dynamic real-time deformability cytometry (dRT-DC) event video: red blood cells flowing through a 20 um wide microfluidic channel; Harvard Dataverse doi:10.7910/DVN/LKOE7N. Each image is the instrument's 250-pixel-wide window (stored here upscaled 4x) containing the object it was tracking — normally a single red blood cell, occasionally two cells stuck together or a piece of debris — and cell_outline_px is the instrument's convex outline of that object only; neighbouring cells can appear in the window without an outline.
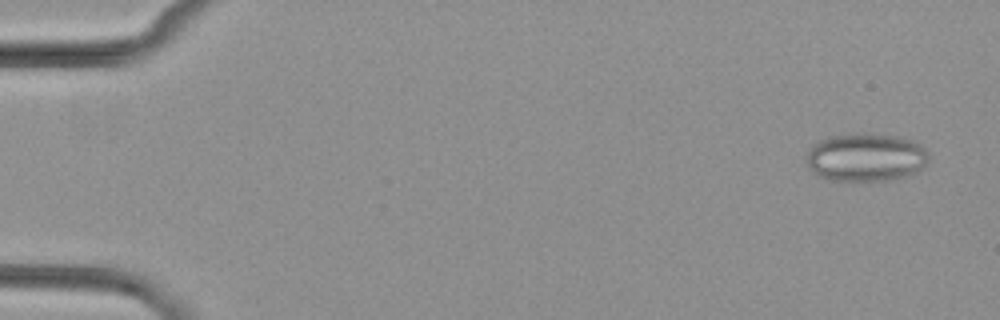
{"species": "common noctule bat (a hibernating species)", "species_latin": "Nyctalus noctula", "temperature_condition": "cold", "stored_images_in_passage": 53, "camera_frame_rate_fps": 3000, "um_per_image_px": 0.085, "animal": {"sex": "female", "body_mass_g": 29.2, "forearm_length_mm": 56.3}, "frame": {"image": 1, "passage_image": 3, "time_ms": 0.667, "image_size_px": [1000, 320], "cell_outline_px": [[928, 160], [916, 172], [908, 176], [888, 180], [828, 180], [820, 176], [808, 168], [804, 156], [812, 144], [820, 140], [832, 136], [860, 132], [864, 132], [900, 136], [912, 140], [920, 144], [928, 152]], "centroid_in_image_um": [73.57, 13.35], "position_along_channel_um": 11.4, "area_um2": 34.74}}
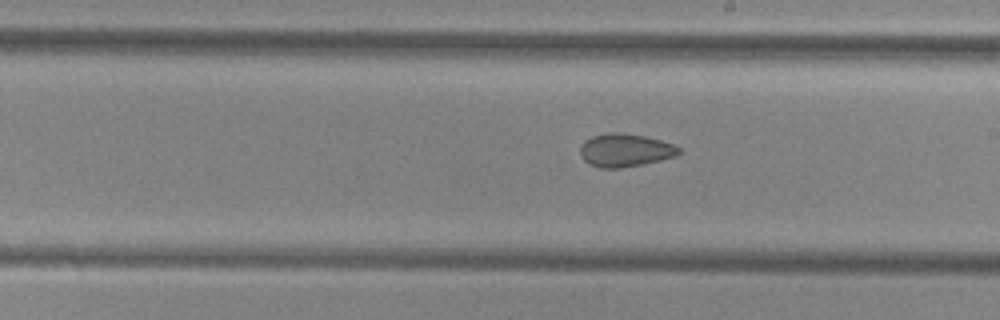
{"frame": {"image": 2, "passage_image": 31, "time_ms": 10.0, "image_size_px": [1000, 320], "cell_outline_px": [[680, 152], [676, 156], [660, 160], [620, 168], [600, 168], [584, 160], [580, 156], [580, 148], [584, 140], [592, 136], [608, 132], [624, 132], [644, 136], [660, 140], [672, 144], [680, 148]], "centroid_in_image_um": [53.11, 12.75], "position_along_channel_um": 235.9, "area_um2": 18.96}}
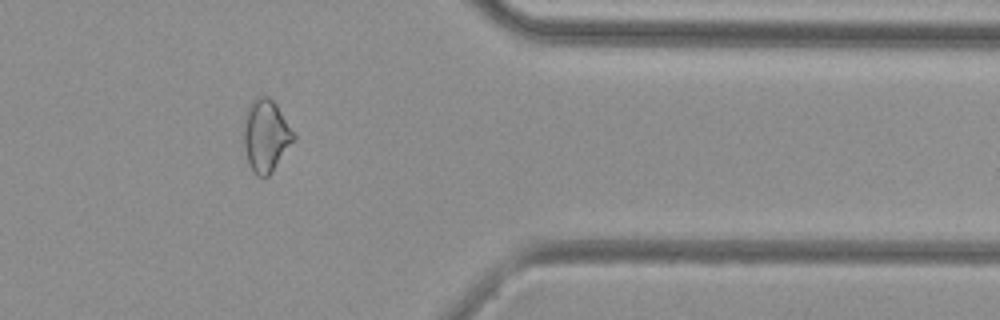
{"frame": {"image": 3, "passage_image": 44, "time_ms": 14.333, "image_size_px": [1000, 320], "cell_outline_px": [[296, 140], [272, 172], [268, 176], [256, 176], [248, 164], [244, 148], [244, 112], [252, 100], [256, 96], [268, 96], [276, 104], [296, 136]], "centroid_in_image_um": [22.6, 11.53], "position_along_channel_um": 388.8, "area_um2": 21.27}}